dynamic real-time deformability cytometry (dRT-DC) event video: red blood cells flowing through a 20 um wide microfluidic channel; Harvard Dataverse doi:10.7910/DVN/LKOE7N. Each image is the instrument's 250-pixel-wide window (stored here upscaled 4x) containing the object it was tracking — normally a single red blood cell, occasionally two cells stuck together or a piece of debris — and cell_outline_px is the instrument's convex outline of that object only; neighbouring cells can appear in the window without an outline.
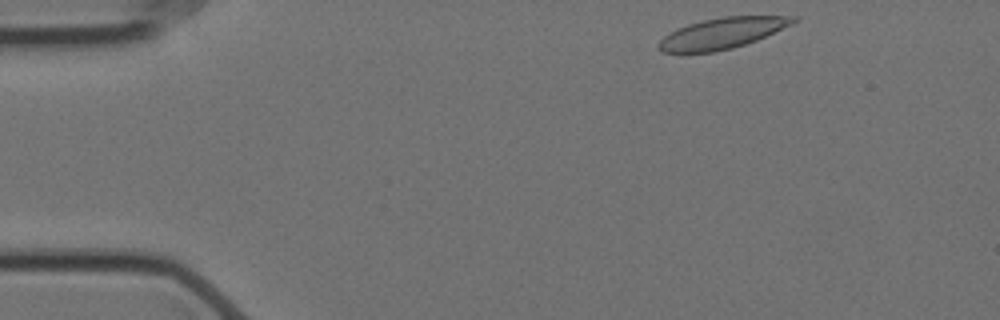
{"species": "Egyptian fruit bat (a non-hibernating species)", "species_latin": "Rousettus aegyptiacus", "temperature_condition": "cold", "stored_images_in_passage": 11, "camera_frame_rate_fps": 3000, "um_per_image_px": 0.085, "animal": {"sex": "female"}, "frame": {"image": 1, "passage_image": 1, "time_ms": 0.0, "image_size_px": [1000, 320], "cell_outline_px": [[800, 20], [792, 24], [756, 40], [732, 48], [712, 52], [660, 52], [656, 44], [664, 36], [688, 24], [704, 20], [724, 16], [800, 16]], "centroid_in_image_um": [61.41, 2.82], "position_along_channel_um": 23.6, "area_um2": 23.93}}
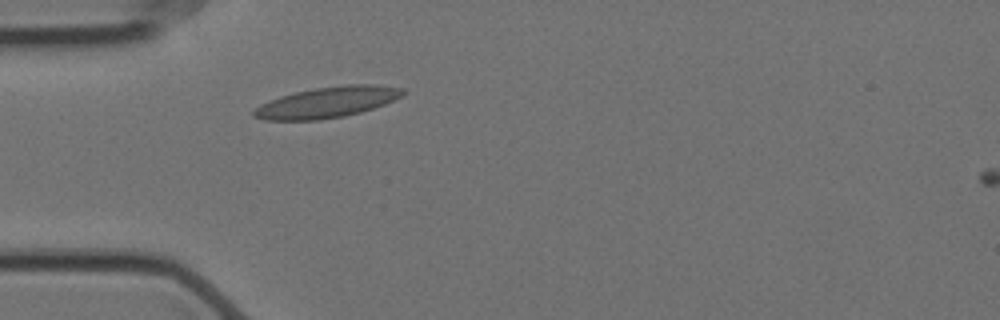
{"frame": {"image": 2, "passage_image": 10, "time_ms": 3.0, "image_size_px": [1000, 320], "cell_outline_px": [[408, 92], [404, 96], [384, 104], [360, 112], [344, 116], [316, 120], [264, 120], [252, 116], [252, 112], [260, 104], [268, 100], [280, 96], [296, 92], [316, 88], [344, 84], [376, 84], [404, 88]], "centroid_in_image_um": [27.84, 8.68], "position_along_channel_um": 57.2, "area_um2": 26.93}}